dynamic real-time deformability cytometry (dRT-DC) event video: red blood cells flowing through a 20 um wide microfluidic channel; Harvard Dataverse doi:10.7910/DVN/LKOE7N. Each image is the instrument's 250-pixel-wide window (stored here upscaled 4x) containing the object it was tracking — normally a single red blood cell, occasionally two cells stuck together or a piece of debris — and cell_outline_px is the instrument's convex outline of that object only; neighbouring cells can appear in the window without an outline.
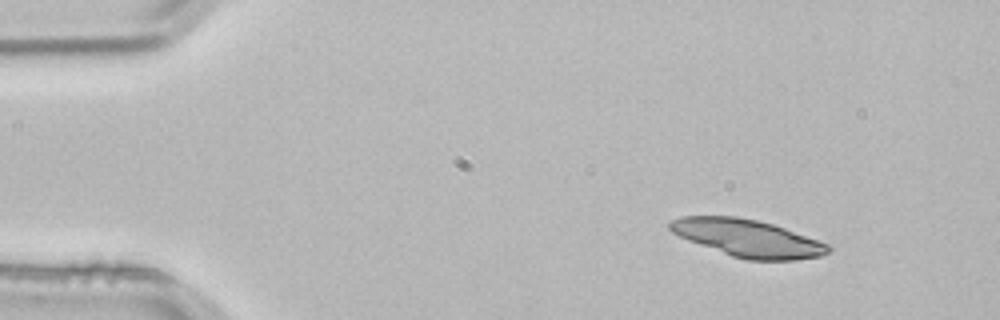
{"species": "common noctule bat (a hibernating species)", "species_latin": "Nyctalus noctula", "temperature_condition": "room temperature", "stored_images_in_passage": 2, "camera_frame_rate_fps": 3000, "um_per_image_px": 0.085, "animal": {"sex": "male", "body_mass_g": 21.5, "forearm_length_mm": 52.0}, "frame": {"image": 1, "passage_image": 1, "time_ms": 0.0, "image_size_px": [1000, 320], "cell_outline_px": [[832, 248], [828, 252], [820, 256], [796, 260], [744, 260], [732, 256], [688, 240], [672, 232], [668, 228], [668, 224], [672, 220], [684, 216], [736, 216], [756, 220], [772, 224], [784, 228], [828, 244]], "centroid_in_image_um": [63.54, 20.25], "position_along_channel_um": 21.5, "area_um2": 34.1}}